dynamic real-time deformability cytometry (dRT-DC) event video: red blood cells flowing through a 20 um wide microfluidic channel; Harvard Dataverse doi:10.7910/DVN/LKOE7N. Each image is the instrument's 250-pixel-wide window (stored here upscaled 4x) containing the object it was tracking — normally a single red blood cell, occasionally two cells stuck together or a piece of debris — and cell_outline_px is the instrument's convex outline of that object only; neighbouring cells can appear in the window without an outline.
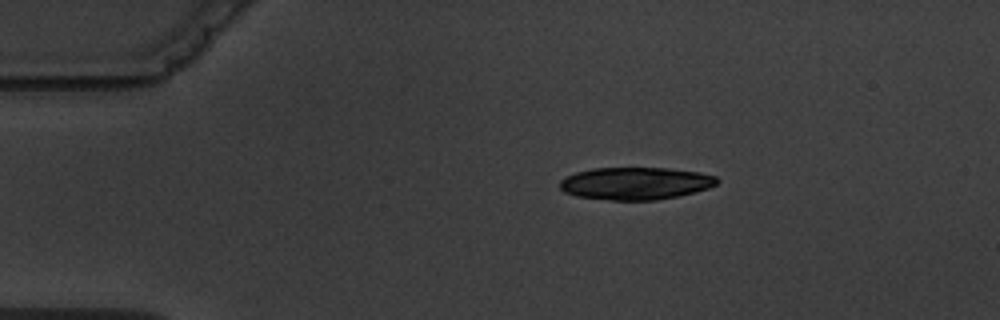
{"species": "common noctule bat (a hibernating species)", "species_latin": "Nyctalus noctula", "temperature_condition": "warm", "stored_images_in_passage": 4, "camera_frame_rate_fps": 3000, "um_per_image_px": 0.085, "animal": {"sex": "male", "body_mass_g": 19.5, "forearm_length_mm": 54.6}, "frame": {"image": 1, "passage_image": 1, "time_ms": 0.0, "image_size_px": [1000, 320], "cell_outline_px": [[720, 180], [716, 184], [708, 188], [676, 196], [656, 200], [608, 200], [576, 196], [564, 192], [560, 188], [560, 180], [576, 172], [592, 168], [664, 168], [700, 172], [716, 176]], "centroid_in_image_um": [54.0, 15.58], "position_along_channel_um": 31.0, "area_um2": 29.59}}